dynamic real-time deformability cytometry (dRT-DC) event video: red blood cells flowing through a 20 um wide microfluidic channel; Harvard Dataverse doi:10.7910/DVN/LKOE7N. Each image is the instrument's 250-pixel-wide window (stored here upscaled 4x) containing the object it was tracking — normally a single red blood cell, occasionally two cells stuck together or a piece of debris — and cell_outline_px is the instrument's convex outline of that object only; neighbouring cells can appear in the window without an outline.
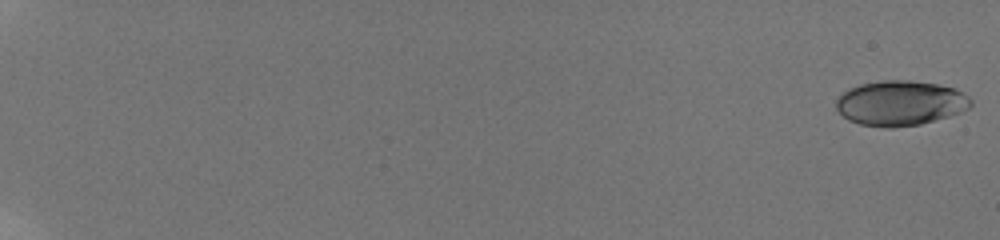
{"species": "human", "species_latin": "Homo sapiens", "temperature_condition": "room temperature", "stored_images_in_passage": 58, "camera_frame_rate_fps": 3000, "um_per_image_px": 0.085, "donor": {"sex": "male"}, "frame": {"image": 1, "passage_image": 1, "time_ms": 0.0, "image_size_px": [1000, 240], "cell_outline_px": [[972, 104], [968, 108], [960, 112], [948, 116], [920, 124], [892, 128], [888, 128], [860, 124], [848, 120], [836, 108], [836, 100], [848, 88], [860, 84], [884, 80], [912, 80], [936, 84], [952, 88], [968, 96], [972, 100]], "centroid_in_image_um": [76.5, 8.76], "position_along_channel_um": 8.5, "area_um2": 35.08}}
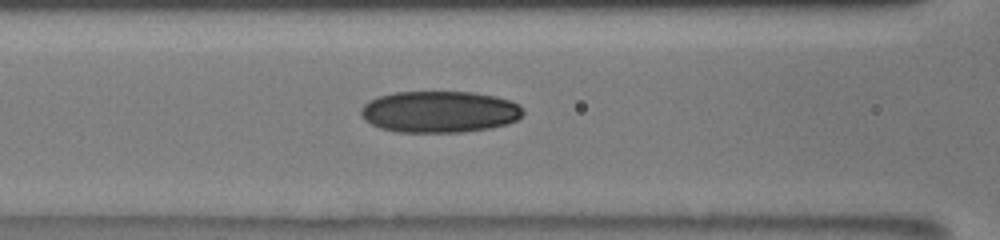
{"frame": {"image": 2, "passage_image": 30, "time_ms": 9.667, "image_size_px": [1000, 240], "cell_outline_px": [[524, 112], [516, 120], [508, 124], [492, 128], [460, 132], [396, 132], [380, 128], [364, 120], [360, 116], [360, 108], [368, 100], [376, 96], [396, 92], [472, 92], [496, 96], [512, 100]], "centroid_in_image_um": [37.32, 9.5], "position_along_channel_um": 129.3, "area_um2": 39.59}}
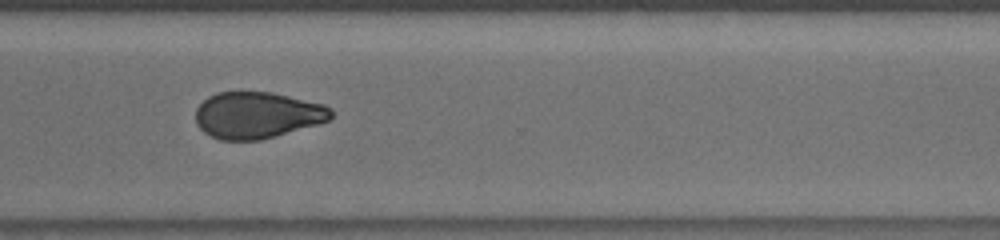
{"frame": {"image": 3, "passage_image": 47, "time_ms": 15.333, "image_size_px": [1000, 240], "cell_outline_px": [[332, 120], [260, 140], [220, 140], [204, 132], [196, 124], [196, 108], [208, 96], [216, 92], [272, 92], [324, 104], [332, 108]], "centroid_in_image_um": [21.87, 9.78], "position_along_channel_um": 348.7, "area_um2": 36.76}, "authors_computed_cell_mechanics": {"area_um2": 36.7608, "velocity_mm_per_s": 3.8782, "shape_relaxation_time_tau1_ms": null, "shape_relaxation_time_tau2_ms": 3.9015, "deformation_change_tau1": null, "deformation_change_tau2": 0.09}}